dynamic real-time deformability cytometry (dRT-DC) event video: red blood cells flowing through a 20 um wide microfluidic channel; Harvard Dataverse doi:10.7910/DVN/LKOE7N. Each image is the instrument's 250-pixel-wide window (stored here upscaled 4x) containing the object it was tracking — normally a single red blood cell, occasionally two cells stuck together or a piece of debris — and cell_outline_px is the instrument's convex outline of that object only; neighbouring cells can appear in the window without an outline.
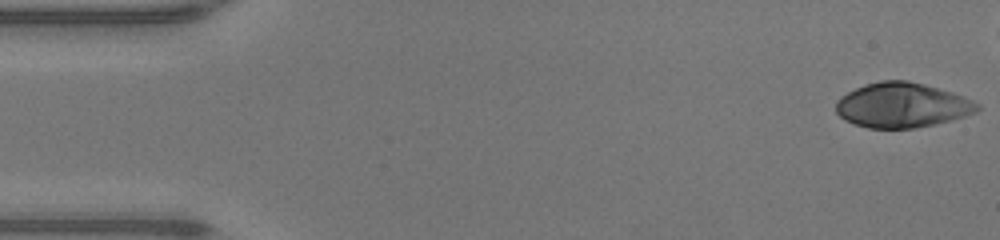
{"species": "human", "species_latin": "Homo sapiens", "temperature_condition": "warm", "stored_images_in_passage": 42, "camera_frame_rate_fps": 3000, "um_per_image_px": 0.085, "donor": {"sex": "male"}, "frame": {"image": 1, "passage_image": 1, "time_ms": 0.0, "image_size_px": [1000, 240], "cell_outline_px": [[980, 108], [976, 112], [952, 120], [916, 128], [868, 128], [844, 120], [836, 112], [836, 100], [840, 96], [864, 84], [880, 80], [904, 80], [924, 84], [952, 92], [964, 96], [980, 104]], "centroid_in_image_um": [76.67, 8.94], "position_along_channel_um": 8.3, "area_um2": 36.99}}
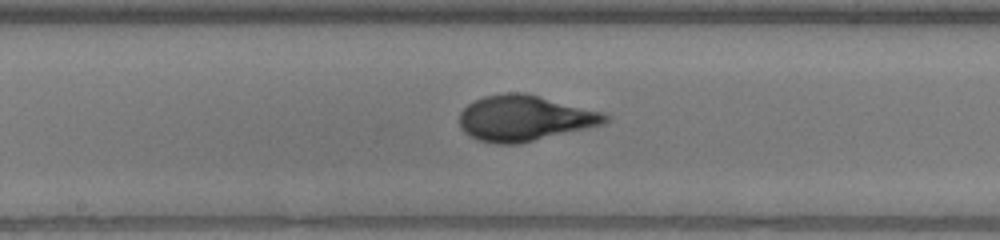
{"frame": {"image": 2, "passage_image": 24, "time_ms": 7.667, "image_size_px": [1000, 240], "cell_outline_px": [[612, 116], [604, 124], [520, 144], [496, 144], [476, 140], [468, 136], [460, 128], [460, 112], [468, 104], [484, 96], [504, 92], [524, 92], [604, 112]], "centroid_in_image_um": [44.59, 10.05], "position_along_channel_um": 203.6, "area_um2": 39.13}}
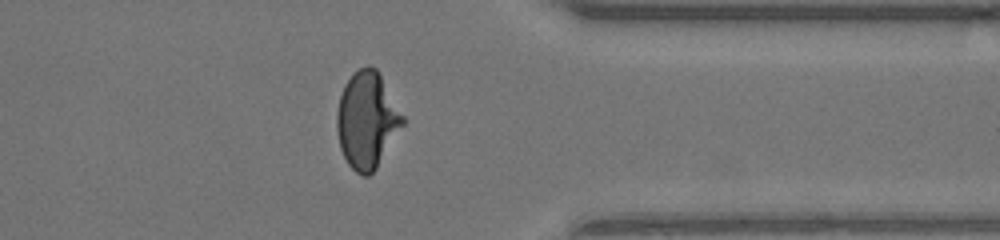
{"frame": {"image": 3, "passage_image": 37, "time_ms": 12.0, "image_size_px": [1000, 240], "cell_outline_px": [[408, 120], [376, 168], [368, 176], [364, 176], [356, 172], [348, 164], [340, 148], [336, 128], [336, 112], [340, 96], [344, 84], [360, 68], [368, 64], [376, 68]], "centroid_in_image_um": [31.22, 10.21], "position_along_channel_um": 380.2, "area_um2": 37.34}, "authors_computed_cell_mechanics": {"area_um2": 36.992, "velocity_mm_per_s": 4.3312, "shape_relaxation_time_tau1_ms": 6.1534, "shape_relaxation_time_tau2_ms": null, "deformation_change_tau1": 0.3075, "deformation_change_tau2": null}}